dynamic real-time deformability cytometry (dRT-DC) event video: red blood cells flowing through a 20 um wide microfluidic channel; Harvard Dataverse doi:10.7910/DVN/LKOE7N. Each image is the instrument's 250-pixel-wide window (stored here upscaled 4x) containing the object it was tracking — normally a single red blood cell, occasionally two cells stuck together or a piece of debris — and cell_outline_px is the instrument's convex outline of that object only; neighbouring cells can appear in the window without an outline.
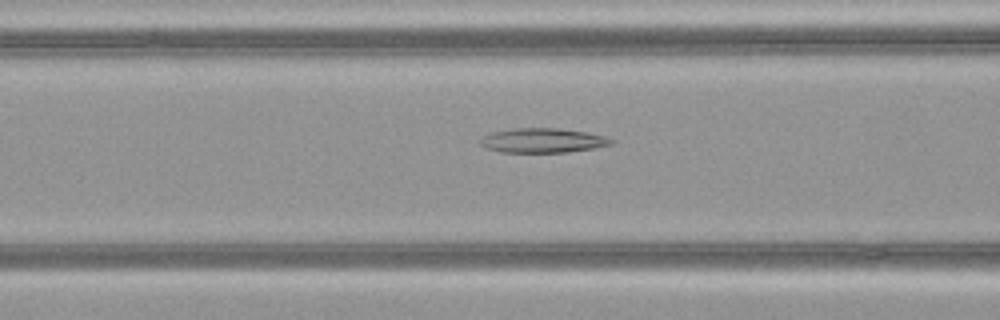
{"species": "common noctule bat (a hibernating species)", "species_latin": "Nyctalus noctula", "temperature_condition": "warm", "stored_images_in_passage": 38, "camera_frame_rate_fps": 3000, "um_per_image_px": 0.085, "animal": {"sex": "female", "body_mass_g": 21.9}, "frame": {"image": 1, "passage_image": 8, "time_ms": 2.333, "image_size_px": [1000, 320], "cell_outline_px": [[616, 140], [612, 144], [596, 148], [568, 152], [500, 152], [488, 148], [480, 144], [480, 136], [492, 132], [512, 128], [556, 128], [588, 132], [604, 136]], "centroid_in_image_um": [46.14, 11.93], "position_along_channel_um": 120.5, "area_um2": 18.84}}
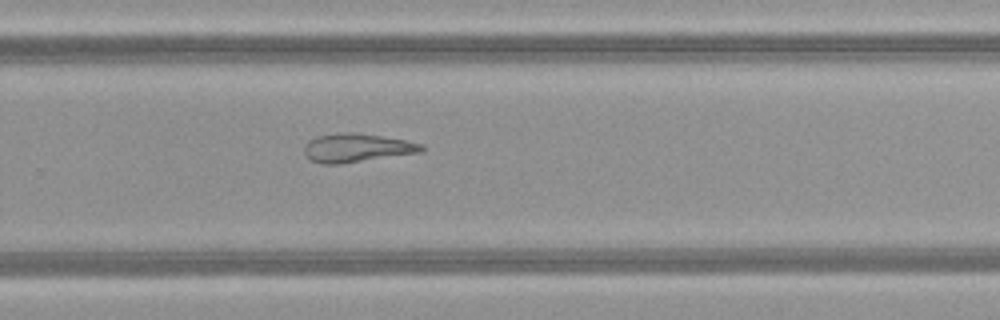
{"frame": {"image": 2, "passage_image": 21, "time_ms": 6.667, "image_size_px": [1000, 320], "cell_outline_px": [[424, 152], [340, 164], [320, 164], [304, 156], [304, 148], [308, 140], [316, 136], [340, 132], [356, 132], [404, 140], [424, 144]], "centroid_in_image_um": [30.31, 12.57], "position_along_channel_um": 299.5, "area_um2": 19.77}}
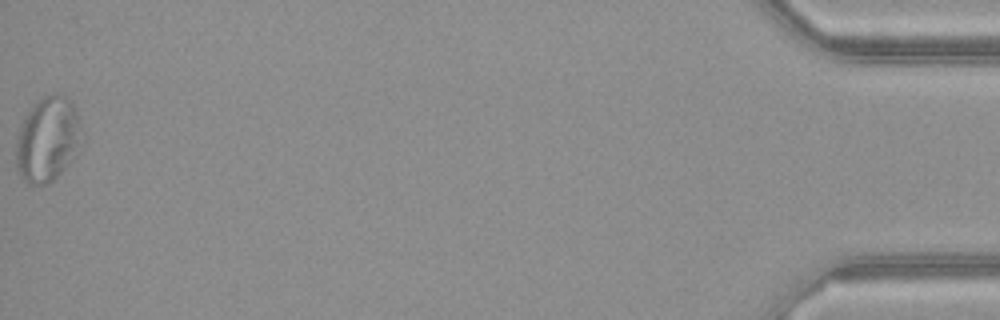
{"frame": {"image": 3, "passage_image": 38, "time_ms": 12.333, "image_size_px": [1000, 320], "cell_outline_px": [[84, 144], [76, 156], [52, 180], [44, 184], [28, 184], [20, 176], [16, 168], [16, 140], [24, 116], [40, 96], [52, 92], [60, 92], [72, 100], [80, 120], [84, 140]], "centroid_in_image_um": [4.09, 11.78], "position_along_channel_um": 431.1, "area_um2": 33.41}, "authors_computed_cell_mechanics": {"area_um2": 20.2878, "velocity_mm_per_s": 4.1332, "shape_relaxation_time_tau1_ms": null, "shape_relaxation_time_tau2_ms": 7.0086, "deformation_change_tau1": null, "deformation_change_tau2": 0.199}}